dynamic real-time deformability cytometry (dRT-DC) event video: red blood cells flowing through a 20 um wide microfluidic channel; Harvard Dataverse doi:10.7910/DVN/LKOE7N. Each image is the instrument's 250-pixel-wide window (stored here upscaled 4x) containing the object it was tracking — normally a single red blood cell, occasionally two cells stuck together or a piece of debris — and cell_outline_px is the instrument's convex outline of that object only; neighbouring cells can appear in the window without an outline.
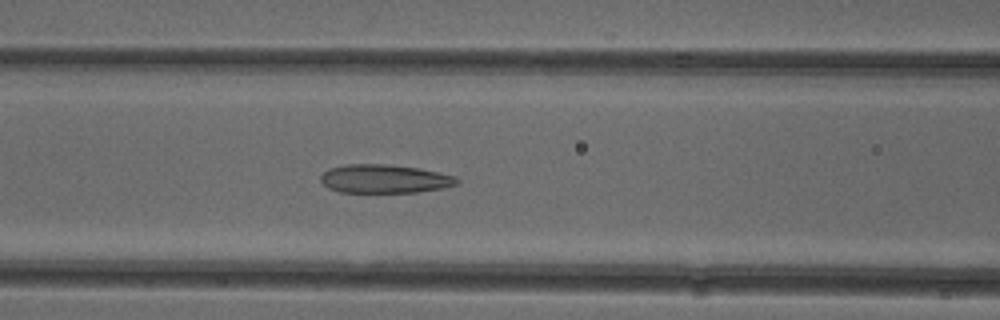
{"species": "common noctule bat (a hibernating species)", "species_latin": "Nyctalus noctula", "temperature_condition": "cold", "stored_images_in_passage": 40, "camera_frame_rate_fps": 3000, "um_per_image_px": 0.085, "animal": {"sex": "female"}, "frame": {"image": 1, "passage_image": 10, "time_ms": 3.0, "image_size_px": [1000, 320], "cell_outline_px": [[460, 180], [456, 184], [444, 188], [416, 192], [340, 192], [328, 188], [320, 180], [320, 176], [328, 168], [344, 164], [388, 164], [420, 168], [456, 176]], "centroid_in_image_um": [32.68, 15.19], "position_along_channel_um": 133.9, "area_um2": 22.83}}
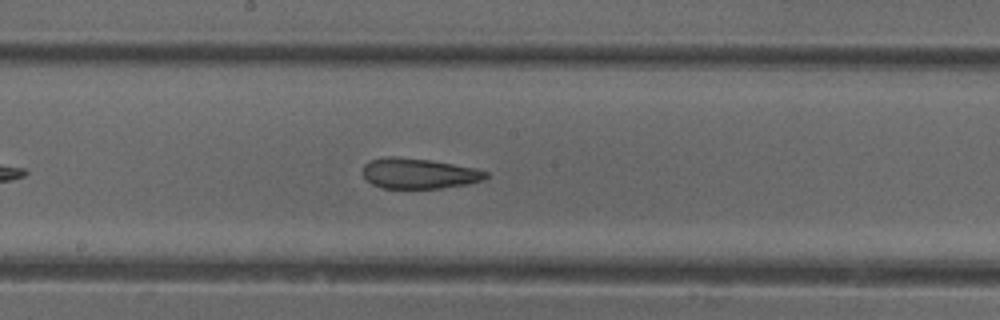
{"frame": {"image": 2, "passage_image": 16, "time_ms": 5.0, "image_size_px": [1000, 320], "cell_outline_px": [[488, 176], [484, 180], [464, 184], [440, 188], [380, 188], [364, 180], [364, 164], [372, 160], [388, 156], [392, 156], [428, 160], [476, 168], [488, 172]], "centroid_in_image_um": [35.58, 14.75], "position_along_channel_um": 212.6, "area_um2": 21.62}}
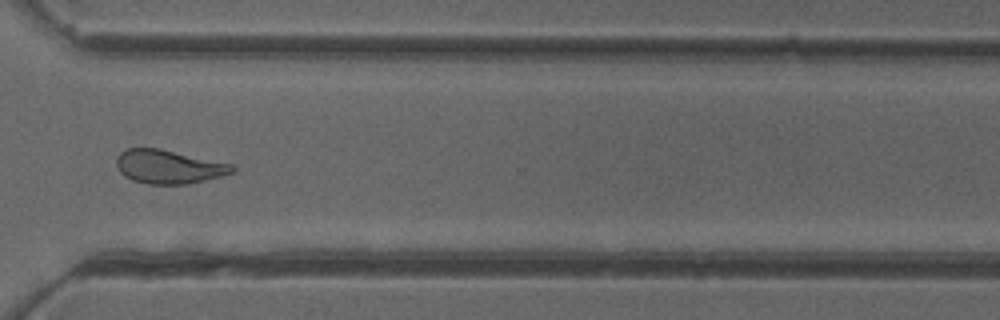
{"frame": {"image": 3, "passage_image": 27, "time_ms": 8.667, "image_size_px": [1000, 320], "cell_outline_px": [[236, 172], [188, 184], [148, 184], [132, 180], [124, 176], [120, 172], [116, 164], [116, 156], [120, 152], [128, 148], [160, 148], [232, 164], [236, 168]], "centroid_in_image_um": [14.33, 14.17], "position_along_channel_um": 356.3, "area_um2": 22.83}, "authors_computed_cell_mechanics": {"area_um2": 23.0622, "velocity_mm_per_s": 3.9342, "shape_relaxation_time_tau1_ms": null, "shape_relaxation_time_tau2_ms": 2.2194, "deformation_change_tau1": null, "deformation_change_tau2": 0.1067}}